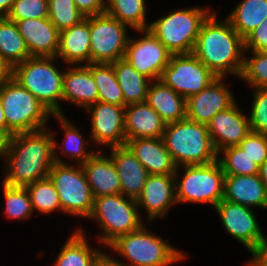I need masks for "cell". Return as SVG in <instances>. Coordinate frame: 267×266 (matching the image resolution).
Wrapping results in <instances>:
<instances>
[{
    "label": "cell",
    "instance_id": "6da1fadb",
    "mask_svg": "<svg viewBox=\"0 0 267 266\" xmlns=\"http://www.w3.org/2000/svg\"><path fill=\"white\" fill-rule=\"evenodd\" d=\"M47 129L16 133L7 152V174L3 184L26 187L48 177L52 165L64 163L55 154L57 144ZM9 170V171H8Z\"/></svg>",
    "mask_w": 267,
    "mask_h": 266
},
{
    "label": "cell",
    "instance_id": "7a4b0ae2",
    "mask_svg": "<svg viewBox=\"0 0 267 266\" xmlns=\"http://www.w3.org/2000/svg\"><path fill=\"white\" fill-rule=\"evenodd\" d=\"M216 17L211 13L203 22L192 53L217 77L228 73L240 76L244 39L228 19L219 22Z\"/></svg>",
    "mask_w": 267,
    "mask_h": 266
},
{
    "label": "cell",
    "instance_id": "3957f363",
    "mask_svg": "<svg viewBox=\"0 0 267 266\" xmlns=\"http://www.w3.org/2000/svg\"><path fill=\"white\" fill-rule=\"evenodd\" d=\"M162 139L178 167L208 164L218 158L206 124L187 118L166 124Z\"/></svg>",
    "mask_w": 267,
    "mask_h": 266
},
{
    "label": "cell",
    "instance_id": "277c9868",
    "mask_svg": "<svg viewBox=\"0 0 267 266\" xmlns=\"http://www.w3.org/2000/svg\"><path fill=\"white\" fill-rule=\"evenodd\" d=\"M57 57H30L13 67L12 78L31 92L52 115H63V74L53 64Z\"/></svg>",
    "mask_w": 267,
    "mask_h": 266
},
{
    "label": "cell",
    "instance_id": "5b68a950",
    "mask_svg": "<svg viewBox=\"0 0 267 266\" xmlns=\"http://www.w3.org/2000/svg\"><path fill=\"white\" fill-rule=\"evenodd\" d=\"M0 101L7 130L12 135L43 130L49 115H52L31 92L13 78L0 86Z\"/></svg>",
    "mask_w": 267,
    "mask_h": 266
},
{
    "label": "cell",
    "instance_id": "8992f818",
    "mask_svg": "<svg viewBox=\"0 0 267 266\" xmlns=\"http://www.w3.org/2000/svg\"><path fill=\"white\" fill-rule=\"evenodd\" d=\"M108 247L131 262L123 263L124 266H167L185 258L182 252L150 234L144 226L117 237Z\"/></svg>",
    "mask_w": 267,
    "mask_h": 266
},
{
    "label": "cell",
    "instance_id": "52a82bcc",
    "mask_svg": "<svg viewBox=\"0 0 267 266\" xmlns=\"http://www.w3.org/2000/svg\"><path fill=\"white\" fill-rule=\"evenodd\" d=\"M208 11L198 7L174 10L151 22L148 29L172 55L192 53L200 28L211 14Z\"/></svg>",
    "mask_w": 267,
    "mask_h": 266
},
{
    "label": "cell",
    "instance_id": "ba28073f",
    "mask_svg": "<svg viewBox=\"0 0 267 266\" xmlns=\"http://www.w3.org/2000/svg\"><path fill=\"white\" fill-rule=\"evenodd\" d=\"M136 200L123 194L95 197L92 213L88 218L97 219L103 234L99 236L105 246L117 237L140 229L143 225Z\"/></svg>",
    "mask_w": 267,
    "mask_h": 266
},
{
    "label": "cell",
    "instance_id": "9c48e42d",
    "mask_svg": "<svg viewBox=\"0 0 267 266\" xmlns=\"http://www.w3.org/2000/svg\"><path fill=\"white\" fill-rule=\"evenodd\" d=\"M181 181L175 179L178 203H209L214 207L223 199L225 173L216 160L202 165L182 166Z\"/></svg>",
    "mask_w": 267,
    "mask_h": 266
},
{
    "label": "cell",
    "instance_id": "30bf717a",
    "mask_svg": "<svg viewBox=\"0 0 267 266\" xmlns=\"http://www.w3.org/2000/svg\"><path fill=\"white\" fill-rule=\"evenodd\" d=\"M54 163L48 173L59 195L62 212L80 217L92 213L94 198L81 165Z\"/></svg>",
    "mask_w": 267,
    "mask_h": 266
},
{
    "label": "cell",
    "instance_id": "8fae6325",
    "mask_svg": "<svg viewBox=\"0 0 267 266\" xmlns=\"http://www.w3.org/2000/svg\"><path fill=\"white\" fill-rule=\"evenodd\" d=\"M90 63L111 64L123 59L127 48V24L107 15L89 16Z\"/></svg>",
    "mask_w": 267,
    "mask_h": 266
},
{
    "label": "cell",
    "instance_id": "7c38bea8",
    "mask_svg": "<svg viewBox=\"0 0 267 266\" xmlns=\"http://www.w3.org/2000/svg\"><path fill=\"white\" fill-rule=\"evenodd\" d=\"M216 78L193 53H188L171 55L159 80L187 99L198 94Z\"/></svg>",
    "mask_w": 267,
    "mask_h": 266
},
{
    "label": "cell",
    "instance_id": "4fadbf2b",
    "mask_svg": "<svg viewBox=\"0 0 267 266\" xmlns=\"http://www.w3.org/2000/svg\"><path fill=\"white\" fill-rule=\"evenodd\" d=\"M137 31L145 34L140 39H128L123 59L150 81H157L169 64L172 54L149 29Z\"/></svg>",
    "mask_w": 267,
    "mask_h": 266
},
{
    "label": "cell",
    "instance_id": "5bb4252c",
    "mask_svg": "<svg viewBox=\"0 0 267 266\" xmlns=\"http://www.w3.org/2000/svg\"><path fill=\"white\" fill-rule=\"evenodd\" d=\"M215 208L226 231L244 244L254 256L259 251L265 236L252 209L226 200H221Z\"/></svg>",
    "mask_w": 267,
    "mask_h": 266
},
{
    "label": "cell",
    "instance_id": "9a60e30c",
    "mask_svg": "<svg viewBox=\"0 0 267 266\" xmlns=\"http://www.w3.org/2000/svg\"><path fill=\"white\" fill-rule=\"evenodd\" d=\"M92 113V140L108 147L124 146L126 137L124 131L125 106L96 102L86 108Z\"/></svg>",
    "mask_w": 267,
    "mask_h": 266
},
{
    "label": "cell",
    "instance_id": "2e32d148",
    "mask_svg": "<svg viewBox=\"0 0 267 266\" xmlns=\"http://www.w3.org/2000/svg\"><path fill=\"white\" fill-rule=\"evenodd\" d=\"M222 80L223 77H217L198 94L186 99L187 119L207 125L218 112L235 103V98Z\"/></svg>",
    "mask_w": 267,
    "mask_h": 266
},
{
    "label": "cell",
    "instance_id": "e0dca14e",
    "mask_svg": "<svg viewBox=\"0 0 267 266\" xmlns=\"http://www.w3.org/2000/svg\"><path fill=\"white\" fill-rule=\"evenodd\" d=\"M207 126L218 155L227 147L239 145L251 132L249 117L242 114L236 103L218 112Z\"/></svg>",
    "mask_w": 267,
    "mask_h": 266
},
{
    "label": "cell",
    "instance_id": "ac0fdd59",
    "mask_svg": "<svg viewBox=\"0 0 267 266\" xmlns=\"http://www.w3.org/2000/svg\"><path fill=\"white\" fill-rule=\"evenodd\" d=\"M175 175L150 174L145 182L140 196L136 203L139 207H144L149 221L157 217H163L170 209V206L177 202Z\"/></svg>",
    "mask_w": 267,
    "mask_h": 266
},
{
    "label": "cell",
    "instance_id": "d6986e66",
    "mask_svg": "<svg viewBox=\"0 0 267 266\" xmlns=\"http://www.w3.org/2000/svg\"><path fill=\"white\" fill-rule=\"evenodd\" d=\"M31 57H56L59 31L50 19H24L15 21Z\"/></svg>",
    "mask_w": 267,
    "mask_h": 266
},
{
    "label": "cell",
    "instance_id": "ffe728a7",
    "mask_svg": "<svg viewBox=\"0 0 267 266\" xmlns=\"http://www.w3.org/2000/svg\"><path fill=\"white\" fill-rule=\"evenodd\" d=\"M149 174L175 175L177 165L162 138H136L125 144Z\"/></svg>",
    "mask_w": 267,
    "mask_h": 266
},
{
    "label": "cell",
    "instance_id": "44dd1931",
    "mask_svg": "<svg viewBox=\"0 0 267 266\" xmlns=\"http://www.w3.org/2000/svg\"><path fill=\"white\" fill-rule=\"evenodd\" d=\"M110 149L120 178L121 194L137 200L150 174L126 145Z\"/></svg>",
    "mask_w": 267,
    "mask_h": 266
},
{
    "label": "cell",
    "instance_id": "7402d4cb",
    "mask_svg": "<svg viewBox=\"0 0 267 266\" xmlns=\"http://www.w3.org/2000/svg\"><path fill=\"white\" fill-rule=\"evenodd\" d=\"M166 123L145 101L125 106L126 141L136 138H162Z\"/></svg>",
    "mask_w": 267,
    "mask_h": 266
},
{
    "label": "cell",
    "instance_id": "603a6c76",
    "mask_svg": "<svg viewBox=\"0 0 267 266\" xmlns=\"http://www.w3.org/2000/svg\"><path fill=\"white\" fill-rule=\"evenodd\" d=\"M102 154L101 152L94 153L81 165L90 185L93 198L121 194L117 168L110 155L108 158Z\"/></svg>",
    "mask_w": 267,
    "mask_h": 266
},
{
    "label": "cell",
    "instance_id": "cb8c5ba5",
    "mask_svg": "<svg viewBox=\"0 0 267 266\" xmlns=\"http://www.w3.org/2000/svg\"><path fill=\"white\" fill-rule=\"evenodd\" d=\"M222 200L267 209V191L259 174L225 175Z\"/></svg>",
    "mask_w": 267,
    "mask_h": 266
},
{
    "label": "cell",
    "instance_id": "d4e9b609",
    "mask_svg": "<svg viewBox=\"0 0 267 266\" xmlns=\"http://www.w3.org/2000/svg\"><path fill=\"white\" fill-rule=\"evenodd\" d=\"M62 100L84 109L98 102V88L87 65H79L64 72Z\"/></svg>",
    "mask_w": 267,
    "mask_h": 266
},
{
    "label": "cell",
    "instance_id": "484cf974",
    "mask_svg": "<svg viewBox=\"0 0 267 266\" xmlns=\"http://www.w3.org/2000/svg\"><path fill=\"white\" fill-rule=\"evenodd\" d=\"M67 64H90L89 16L79 24L59 32V48L56 57Z\"/></svg>",
    "mask_w": 267,
    "mask_h": 266
},
{
    "label": "cell",
    "instance_id": "4316f807",
    "mask_svg": "<svg viewBox=\"0 0 267 266\" xmlns=\"http://www.w3.org/2000/svg\"><path fill=\"white\" fill-rule=\"evenodd\" d=\"M146 102L166 124L186 118V99L160 80L149 86Z\"/></svg>",
    "mask_w": 267,
    "mask_h": 266
},
{
    "label": "cell",
    "instance_id": "83f0119b",
    "mask_svg": "<svg viewBox=\"0 0 267 266\" xmlns=\"http://www.w3.org/2000/svg\"><path fill=\"white\" fill-rule=\"evenodd\" d=\"M111 64L123 92L124 106L145 102L150 79L135 70L125 59Z\"/></svg>",
    "mask_w": 267,
    "mask_h": 266
},
{
    "label": "cell",
    "instance_id": "f1b7e54d",
    "mask_svg": "<svg viewBox=\"0 0 267 266\" xmlns=\"http://www.w3.org/2000/svg\"><path fill=\"white\" fill-rule=\"evenodd\" d=\"M267 17V0H243L227 16L233 29L244 39Z\"/></svg>",
    "mask_w": 267,
    "mask_h": 266
},
{
    "label": "cell",
    "instance_id": "f546056e",
    "mask_svg": "<svg viewBox=\"0 0 267 266\" xmlns=\"http://www.w3.org/2000/svg\"><path fill=\"white\" fill-rule=\"evenodd\" d=\"M0 56L12 67L31 57L16 23L7 18H0Z\"/></svg>",
    "mask_w": 267,
    "mask_h": 266
},
{
    "label": "cell",
    "instance_id": "4dcf8cb0",
    "mask_svg": "<svg viewBox=\"0 0 267 266\" xmlns=\"http://www.w3.org/2000/svg\"><path fill=\"white\" fill-rule=\"evenodd\" d=\"M85 236L81 229L73 232L63 245L54 266H91L100 250L89 248Z\"/></svg>",
    "mask_w": 267,
    "mask_h": 266
},
{
    "label": "cell",
    "instance_id": "1f68e13d",
    "mask_svg": "<svg viewBox=\"0 0 267 266\" xmlns=\"http://www.w3.org/2000/svg\"><path fill=\"white\" fill-rule=\"evenodd\" d=\"M98 88V101L124 106L123 92L112 64H87Z\"/></svg>",
    "mask_w": 267,
    "mask_h": 266
},
{
    "label": "cell",
    "instance_id": "d6a6232c",
    "mask_svg": "<svg viewBox=\"0 0 267 266\" xmlns=\"http://www.w3.org/2000/svg\"><path fill=\"white\" fill-rule=\"evenodd\" d=\"M145 0H108L105 2V13L135 30H145L146 23Z\"/></svg>",
    "mask_w": 267,
    "mask_h": 266
},
{
    "label": "cell",
    "instance_id": "836d02e7",
    "mask_svg": "<svg viewBox=\"0 0 267 266\" xmlns=\"http://www.w3.org/2000/svg\"><path fill=\"white\" fill-rule=\"evenodd\" d=\"M223 157L217 158L225 175H255L259 174V165L238 145L227 147L220 152Z\"/></svg>",
    "mask_w": 267,
    "mask_h": 266
},
{
    "label": "cell",
    "instance_id": "e575fe53",
    "mask_svg": "<svg viewBox=\"0 0 267 266\" xmlns=\"http://www.w3.org/2000/svg\"><path fill=\"white\" fill-rule=\"evenodd\" d=\"M26 189L33 211L35 208L44 214L54 212L57 209L62 211L58 192L49 177L37 180L26 186Z\"/></svg>",
    "mask_w": 267,
    "mask_h": 266
},
{
    "label": "cell",
    "instance_id": "d590c367",
    "mask_svg": "<svg viewBox=\"0 0 267 266\" xmlns=\"http://www.w3.org/2000/svg\"><path fill=\"white\" fill-rule=\"evenodd\" d=\"M49 19L59 32L79 24L85 17L74 0H48Z\"/></svg>",
    "mask_w": 267,
    "mask_h": 266
},
{
    "label": "cell",
    "instance_id": "8d00e7d4",
    "mask_svg": "<svg viewBox=\"0 0 267 266\" xmlns=\"http://www.w3.org/2000/svg\"><path fill=\"white\" fill-rule=\"evenodd\" d=\"M55 116L60 121L61 126L65 132L64 135L66 137L64 139L61 151L66 155L70 153L72 161H74L73 158H75L76 162H78L79 165L84 164L95 153V151L86 152L84 145L85 143L83 142L84 137L81 136V133H79L75 125L70 124L69 120H67L64 115H53V117Z\"/></svg>",
    "mask_w": 267,
    "mask_h": 266
},
{
    "label": "cell",
    "instance_id": "74e56055",
    "mask_svg": "<svg viewBox=\"0 0 267 266\" xmlns=\"http://www.w3.org/2000/svg\"><path fill=\"white\" fill-rule=\"evenodd\" d=\"M6 200L5 214L9 218H29L33 212L31 200L26 187H14L3 184Z\"/></svg>",
    "mask_w": 267,
    "mask_h": 266
},
{
    "label": "cell",
    "instance_id": "f35d334b",
    "mask_svg": "<svg viewBox=\"0 0 267 266\" xmlns=\"http://www.w3.org/2000/svg\"><path fill=\"white\" fill-rule=\"evenodd\" d=\"M253 57L243 59L240 78L255 89L267 88V51H252Z\"/></svg>",
    "mask_w": 267,
    "mask_h": 266
},
{
    "label": "cell",
    "instance_id": "ab89813d",
    "mask_svg": "<svg viewBox=\"0 0 267 266\" xmlns=\"http://www.w3.org/2000/svg\"><path fill=\"white\" fill-rule=\"evenodd\" d=\"M48 0H15L7 19L15 22L24 19L49 17Z\"/></svg>",
    "mask_w": 267,
    "mask_h": 266
},
{
    "label": "cell",
    "instance_id": "60d3db41",
    "mask_svg": "<svg viewBox=\"0 0 267 266\" xmlns=\"http://www.w3.org/2000/svg\"><path fill=\"white\" fill-rule=\"evenodd\" d=\"M254 99L249 117L253 132L267 134V88L255 89Z\"/></svg>",
    "mask_w": 267,
    "mask_h": 266
},
{
    "label": "cell",
    "instance_id": "b9f144b4",
    "mask_svg": "<svg viewBox=\"0 0 267 266\" xmlns=\"http://www.w3.org/2000/svg\"><path fill=\"white\" fill-rule=\"evenodd\" d=\"M238 146L259 166L267 159V134L251 131Z\"/></svg>",
    "mask_w": 267,
    "mask_h": 266
},
{
    "label": "cell",
    "instance_id": "7bdbcfd3",
    "mask_svg": "<svg viewBox=\"0 0 267 266\" xmlns=\"http://www.w3.org/2000/svg\"><path fill=\"white\" fill-rule=\"evenodd\" d=\"M267 51V17L244 38V50Z\"/></svg>",
    "mask_w": 267,
    "mask_h": 266
},
{
    "label": "cell",
    "instance_id": "ee69618b",
    "mask_svg": "<svg viewBox=\"0 0 267 266\" xmlns=\"http://www.w3.org/2000/svg\"><path fill=\"white\" fill-rule=\"evenodd\" d=\"M74 2L84 17L105 13L104 0H74Z\"/></svg>",
    "mask_w": 267,
    "mask_h": 266
},
{
    "label": "cell",
    "instance_id": "f6af8a7d",
    "mask_svg": "<svg viewBox=\"0 0 267 266\" xmlns=\"http://www.w3.org/2000/svg\"><path fill=\"white\" fill-rule=\"evenodd\" d=\"M91 266H124L122 262L116 261L115 259L109 257V255L104 252H100L97 257L92 262Z\"/></svg>",
    "mask_w": 267,
    "mask_h": 266
},
{
    "label": "cell",
    "instance_id": "bcb514c9",
    "mask_svg": "<svg viewBox=\"0 0 267 266\" xmlns=\"http://www.w3.org/2000/svg\"><path fill=\"white\" fill-rule=\"evenodd\" d=\"M251 260L256 266H267V239L262 242L259 251Z\"/></svg>",
    "mask_w": 267,
    "mask_h": 266
},
{
    "label": "cell",
    "instance_id": "7dc6e473",
    "mask_svg": "<svg viewBox=\"0 0 267 266\" xmlns=\"http://www.w3.org/2000/svg\"><path fill=\"white\" fill-rule=\"evenodd\" d=\"M12 134L8 130L0 129V155L5 158L10 147Z\"/></svg>",
    "mask_w": 267,
    "mask_h": 266
},
{
    "label": "cell",
    "instance_id": "c3c4849f",
    "mask_svg": "<svg viewBox=\"0 0 267 266\" xmlns=\"http://www.w3.org/2000/svg\"><path fill=\"white\" fill-rule=\"evenodd\" d=\"M13 67L0 56V86L12 78Z\"/></svg>",
    "mask_w": 267,
    "mask_h": 266
},
{
    "label": "cell",
    "instance_id": "681fc988",
    "mask_svg": "<svg viewBox=\"0 0 267 266\" xmlns=\"http://www.w3.org/2000/svg\"><path fill=\"white\" fill-rule=\"evenodd\" d=\"M15 0H0V18H6Z\"/></svg>",
    "mask_w": 267,
    "mask_h": 266
},
{
    "label": "cell",
    "instance_id": "f907efd6",
    "mask_svg": "<svg viewBox=\"0 0 267 266\" xmlns=\"http://www.w3.org/2000/svg\"><path fill=\"white\" fill-rule=\"evenodd\" d=\"M259 176L267 191V159L259 167Z\"/></svg>",
    "mask_w": 267,
    "mask_h": 266
},
{
    "label": "cell",
    "instance_id": "816d5d0a",
    "mask_svg": "<svg viewBox=\"0 0 267 266\" xmlns=\"http://www.w3.org/2000/svg\"><path fill=\"white\" fill-rule=\"evenodd\" d=\"M0 129L7 130L6 118L3 112V106H2L1 101H0Z\"/></svg>",
    "mask_w": 267,
    "mask_h": 266
},
{
    "label": "cell",
    "instance_id": "f5cc1de1",
    "mask_svg": "<svg viewBox=\"0 0 267 266\" xmlns=\"http://www.w3.org/2000/svg\"><path fill=\"white\" fill-rule=\"evenodd\" d=\"M248 266H256L252 261L248 262Z\"/></svg>",
    "mask_w": 267,
    "mask_h": 266
}]
</instances>
